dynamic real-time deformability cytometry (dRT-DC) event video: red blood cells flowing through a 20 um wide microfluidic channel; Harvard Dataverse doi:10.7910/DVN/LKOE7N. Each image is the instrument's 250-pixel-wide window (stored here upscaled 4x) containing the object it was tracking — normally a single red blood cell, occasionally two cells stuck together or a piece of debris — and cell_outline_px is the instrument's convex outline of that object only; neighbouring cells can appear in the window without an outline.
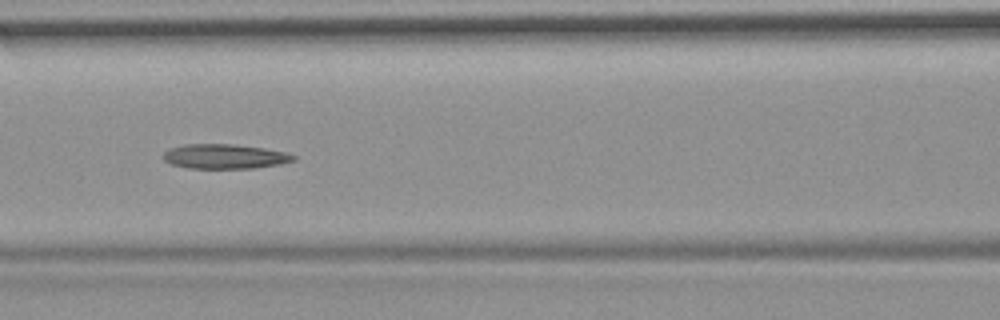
{"species": "common noctule bat (a hibernating species)", "species_latin": "Nyctalus noctula", "temperature_condition": "room temperature", "stored_images_in_passage": 11, "camera_frame_rate_fps": 3000, "um_per_image_px": 0.085, "animal": {"sex": "female", "body_mass_g": 19.9}, "frame": {"image": 1, "passage_image": 7, "time_ms": 2.0, "image_size_px": [1000, 320], "cell_outline_px": [[296, 160], [280, 164], [256, 168], [188, 168], [172, 164], [164, 160], [160, 156], [164, 152], [172, 148], [184, 144], [232, 144], [264, 148], [284, 152], [296, 156]], "centroid_in_image_um": [19.09, 13.3], "position_along_channel_um": 147.5, "area_um2": 18.67}}
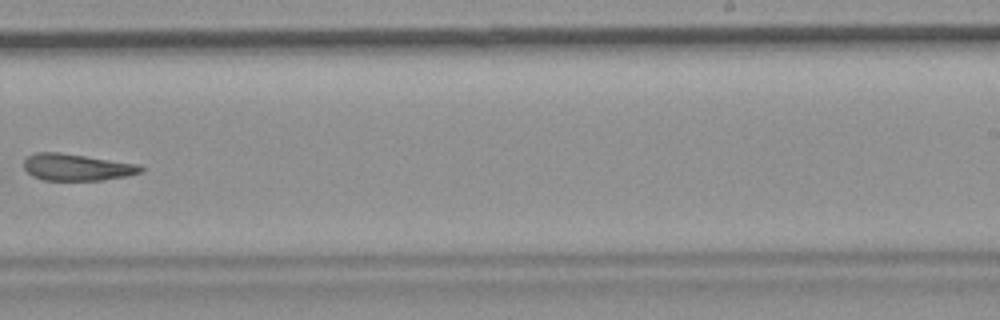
{"frame": {"image": 2, "passage_image": 10, "time_ms": 3.0, "image_size_px": [1000, 320], "cell_outline_px": [[144, 168], [140, 172], [128, 176], [100, 180], [44, 180], [32, 176], [24, 168], [24, 160], [28, 156], [36, 152], [60, 152], [140, 164]], "centroid_in_image_um": [6.53, 14.21], "position_along_channel_um": 282.5, "area_um2": 18.26}}
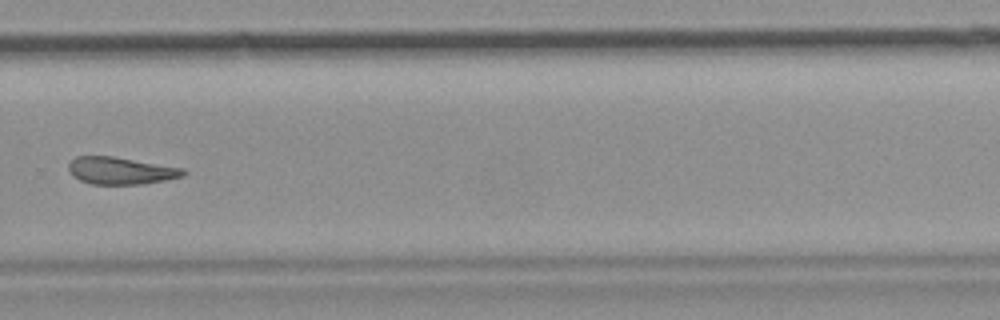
{"frame": {"image": 3, "passage_image": 11, "time_ms": 3.333, "image_size_px": [1000, 320], "cell_outline_px": [[188, 172], [184, 176], [144, 184], [92, 184], [80, 180], [72, 176], [68, 168], [68, 164], [76, 156], [112, 156], [184, 168]], "centroid_in_image_um": [10.27, 14.51], "position_along_channel_um": 319.5, "area_um2": 18.21}}